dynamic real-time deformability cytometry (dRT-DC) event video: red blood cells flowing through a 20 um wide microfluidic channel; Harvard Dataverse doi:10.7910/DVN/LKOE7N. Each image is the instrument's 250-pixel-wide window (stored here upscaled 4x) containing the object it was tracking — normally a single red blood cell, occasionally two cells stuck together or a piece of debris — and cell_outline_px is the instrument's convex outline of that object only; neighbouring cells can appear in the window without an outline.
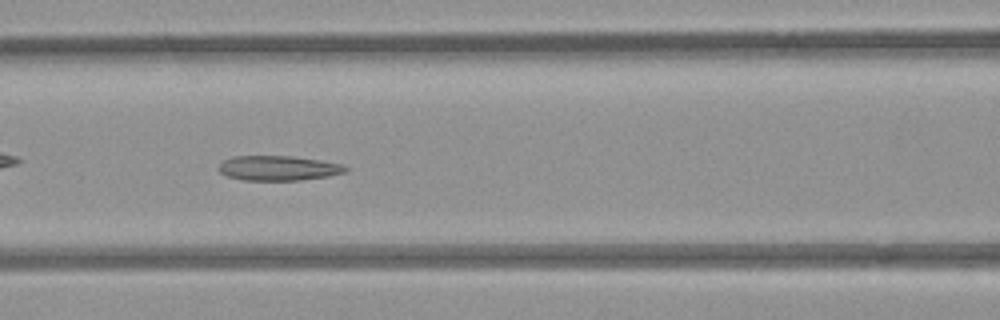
{"species": "common noctule bat (a hibernating species)", "species_latin": "Nyctalus noctula", "temperature_condition": "room temperature", "stored_images_in_passage": 39, "camera_frame_rate_fps": 3000, "um_per_image_px": 0.085, "animal": {"sex": "female", "body_mass_g": 21.9}, "frame": {"image": 1, "passage_image": 9, "time_ms": 2.667, "image_size_px": [1000, 320], "cell_outline_px": [[348, 172], [328, 176], [300, 180], [244, 180], [228, 176], [220, 172], [216, 168], [224, 160], [232, 156], [292, 156], [320, 160], [340, 164], [348, 168]], "centroid_in_image_um": [23.65, 14.29], "position_along_channel_um": 143.0, "area_um2": 18.32}}
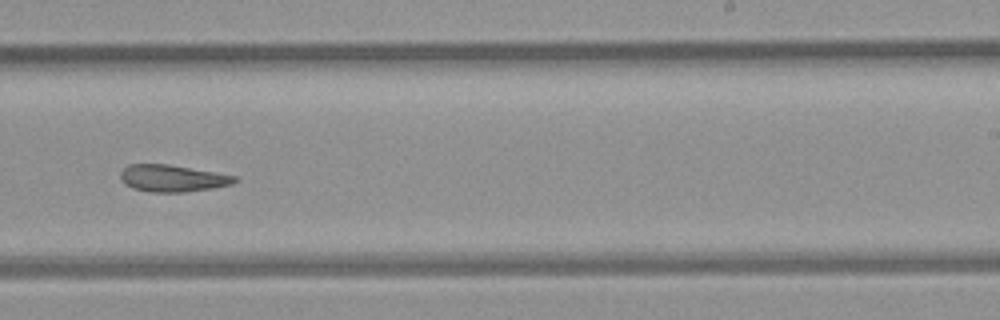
{"frame": {"image": 2, "passage_image": 19, "time_ms": 6.0, "image_size_px": [1000, 320], "cell_outline_px": [[240, 180], [232, 184], [212, 188], [184, 192], [148, 192], [132, 188], [124, 184], [120, 180], [120, 172], [128, 164], [168, 164], [236, 176]], "centroid_in_image_um": [14.63, 15.16], "position_along_channel_um": 274.4, "area_um2": 17.98}}
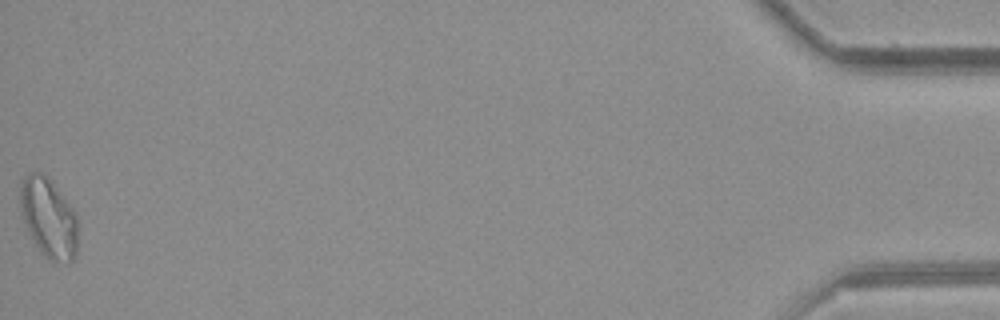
{"frame": {"image": 3, "passage_image": 39, "time_ms": 12.667, "image_size_px": [1000, 320], "cell_outline_px": [[76, 256], [68, 264], [48, 260], [40, 252], [24, 220], [20, 204], [20, 188], [24, 176], [28, 172], [44, 172], [52, 180], [72, 208], [76, 216]], "centroid_in_image_um": [4.14, 18.5], "position_along_channel_um": 431.1, "area_um2": 26.59}, "authors_computed_cell_mechanics": {"area_um2": 19.3052, "velocity_mm_per_s": 3.9507, "shape_relaxation_time_tau1_ms": null, "shape_relaxation_time_tau2_ms": 3.8886, "deformation_change_tau1": null, "deformation_change_tau2": 0.1261}}